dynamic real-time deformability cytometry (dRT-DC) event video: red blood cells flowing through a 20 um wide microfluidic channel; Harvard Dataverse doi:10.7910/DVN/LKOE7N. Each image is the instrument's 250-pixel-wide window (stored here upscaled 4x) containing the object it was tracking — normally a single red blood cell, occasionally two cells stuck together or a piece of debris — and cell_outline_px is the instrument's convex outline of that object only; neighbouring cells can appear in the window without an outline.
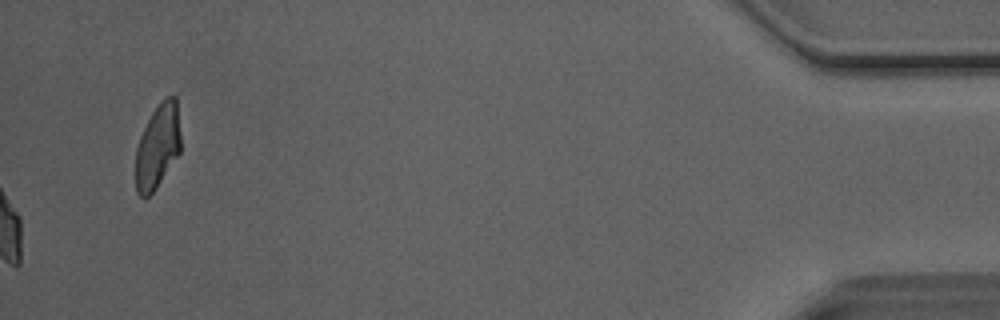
{"species": "Egyptian fruit bat (a non-hibernating species)", "species_latin": "Rousettus aegyptiacus", "temperature_condition": "room temperature", "stored_images_in_passage": 41, "camera_frame_rate_fps": 3000, "um_per_image_px": 0.085, "animal": {"sex": "male"}, "frame": {"image": 1, "passage_image": 41, "time_ms": 13.333, "image_size_px": [1000, 320], "cell_outline_px": [[180, 152], [156, 188], [148, 196], [140, 196], [136, 192], [136, 148], [140, 136], [152, 112], [160, 100], [168, 96], [176, 96], [180, 136]], "centroid_in_image_um": [13.4, 12.42], "position_along_channel_um": 421.8, "area_um2": 21.96}, "authors_computed_cell_mechanics": {"area_um2": 21.964, "velocity_mm_per_s": 4.0644, "shape_relaxation_time_tau1_ms": 5.6661, "shape_relaxation_time_tau2_ms": 1.8491, "deformation_change_tau1": 0.1678, "deformation_change_tau2": 0.0812}}